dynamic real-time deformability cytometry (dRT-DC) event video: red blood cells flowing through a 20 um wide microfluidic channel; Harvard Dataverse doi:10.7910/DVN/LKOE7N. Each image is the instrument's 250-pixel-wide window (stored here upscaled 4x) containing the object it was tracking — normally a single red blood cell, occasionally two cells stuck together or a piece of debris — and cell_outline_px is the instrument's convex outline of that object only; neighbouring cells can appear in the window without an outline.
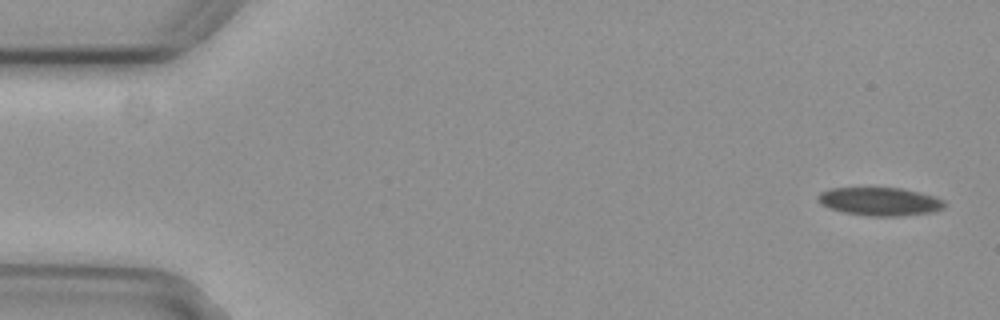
{"species": "common noctule bat (a hibernating species)", "species_latin": "Nyctalus noctula", "temperature_condition": "cold", "stored_images_in_passage": 5, "camera_frame_rate_fps": 3000, "um_per_image_px": 0.085, "animal": {"sex": "female", "body_mass_g": 29.2, "forearm_length_mm": 56.3}, "frame": {"image": 1, "passage_image": 1, "time_ms": 0.0, "image_size_px": [1000, 320], "cell_outline_px": [[948, 204], [944, 208], [932, 212], [896, 216], [872, 216], [844, 212], [828, 208], [820, 204], [816, 196], [820, 192], [832, 188], [900, 188], [920, 192], [936, 196], [944, 200]], "centroid_in_image_um": [74.81, 17.12], "position_along_channel_um": 10.2, "area_um2": 20.92}}
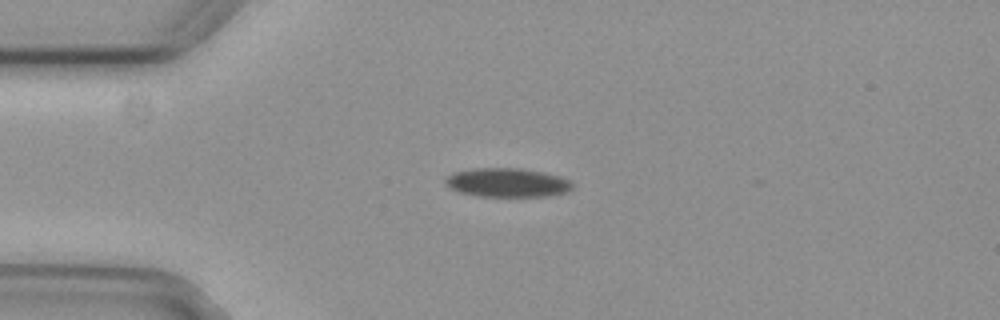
{"frame": {"image": 2, "passage_image": 4, "time_ms": 1.0, "image_size_px": [1000, 320], "cell_outline_px": [[572, 188], [564, 192], [548, 196], [476, 196], [460, 192], [452, 188], [444, 180], [448, 176], [456, 172], [472, 168], [520, 168], [544, 172], [560, 176], [568, 180], [572, 184]], "centroid_in_image_um": [43.13, 15.51], "position_along_channel_um": 41.9, "area_um2": 21.15}}